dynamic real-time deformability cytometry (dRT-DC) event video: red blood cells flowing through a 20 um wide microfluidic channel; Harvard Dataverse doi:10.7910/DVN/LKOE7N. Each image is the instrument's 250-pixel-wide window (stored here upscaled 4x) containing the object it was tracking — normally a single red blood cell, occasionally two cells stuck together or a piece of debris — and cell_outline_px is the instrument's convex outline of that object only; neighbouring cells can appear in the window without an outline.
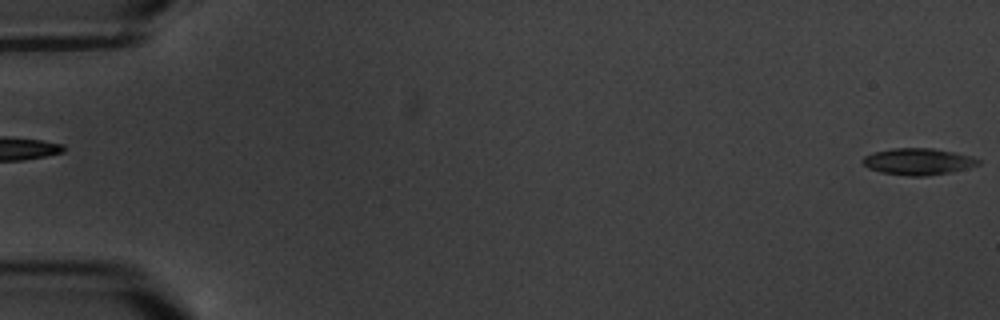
{"species": "common noctule bat (a hibernating species)", "species_latin": "Nyctalus noctula", "temperature_condition": "warm", "stored_images_in_passage": 2, "segment_of_instrument_passage": [2, 2], "camera_frame_rate_fps": 3000, "um_per_image_px": 0.085, "animal": {"sex": "male", "body_mass_g": 20.1, "forearm_length_mm": 53.5}, "frame": {"image": 1, "passage_image": 2, "time_ms": 2.0, "image_size_px": [1000, 320], "cell_outline_px": [[980, 164], [952, 172], [924, 176], [908, 176], [880, 172], [868, 168], [860, 160], [864, 156], [872, 152], [892, 148], [932, 148], [972, 156], [980, 160]], "centroid_in_image_um": [78.0, 13.73], "position_along_channel_um": 7.0, "area_um2": 17.98}}